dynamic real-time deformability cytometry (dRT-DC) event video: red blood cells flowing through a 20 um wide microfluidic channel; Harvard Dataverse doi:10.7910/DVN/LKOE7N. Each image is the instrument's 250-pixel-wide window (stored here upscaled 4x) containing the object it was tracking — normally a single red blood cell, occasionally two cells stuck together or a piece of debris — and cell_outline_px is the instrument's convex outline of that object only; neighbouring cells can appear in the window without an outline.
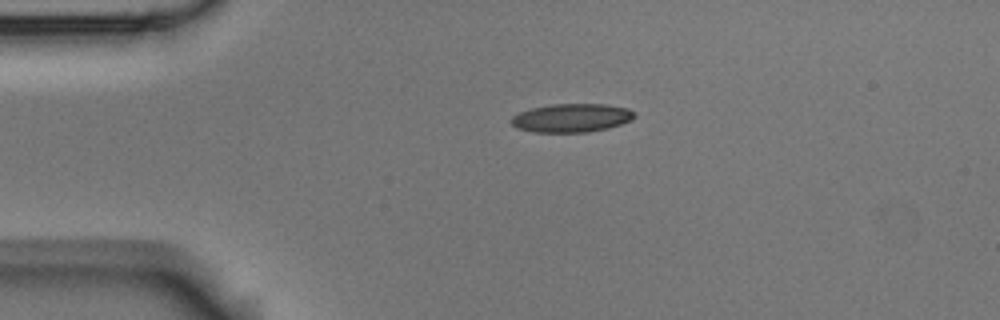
{"species": "Egyptian fruit bat (a non-hibernating species)", "species_latin": "Rousettus aegyptiacus", "temperature_condition": "room temperature", "stored_images_in_passage": 5, "camera_frame_rate_fps": 3000, "um_per_image_px": 0.085, "animal": {"sex": "male"}, "frame": {"image": 1, "passage_image": 3, "time_ms": 0.667, "image_size_px": [1000, 320], "cell_outline_px": [[636, 116], [632, 120], [608, 128], [588, 132], [532, 132], [516, 128], [508, 120], [512, 116], [520, 112], [532, 108], [552, 104], [604, 104], [628, 108], [636, 112]], "centroid_in_image_um": [48.58, 10.02], "position_along_channel_um": 36.4, "area_um2": 20.63}}
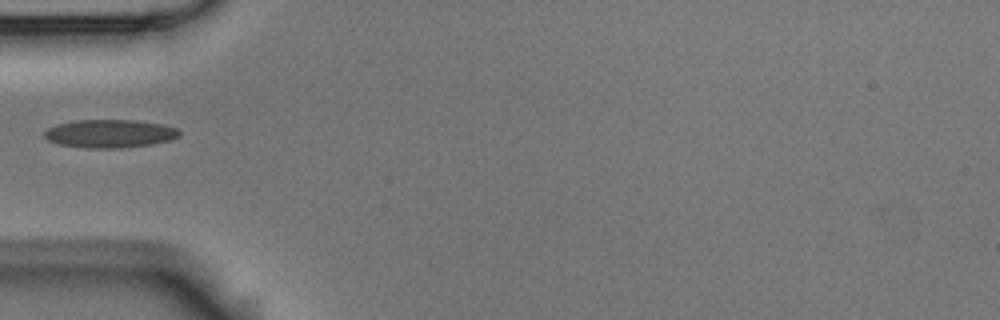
{"frame": {"image": 2, "passage_image": 4, "time_ms": 1.0, "image_size_px": [1000, 320], "cell_outline_px": [[180, 136], [172, 140], [152, 144], [120, 148], [88, 148], [60, 144], [48, 140], [44, 136], [44, 132], [48, 128], [56, 124], [76, 120], [136, 120], [164, 124], [176, 128], [180, 132]], "centroid_in_image_um": [9.36, 11.35], "position_along_channel_um": 75.6, "area_um2": 22.25}}
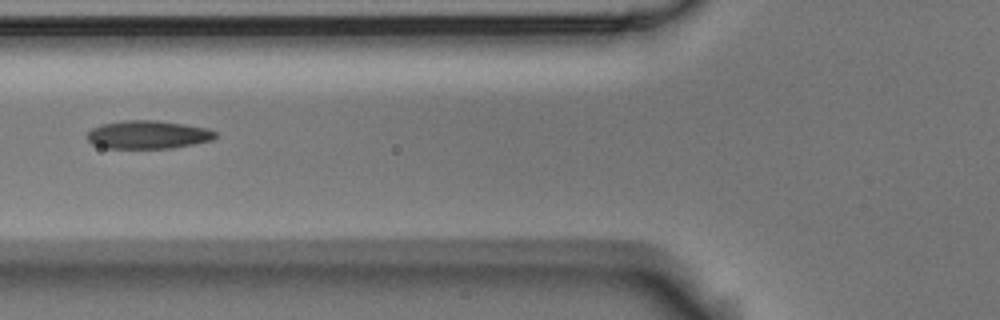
{"frame": {"image": 3, "passage_image": 5, "time_ms": 1.333, "image_size_px": [1000, 320], "cell_outline_px": [[216, 136], [212, 140], [172, 148], [104, 148], [92, 144], [84, 136], [92, 128], [100, 124], [124, 120], [156, 120], [184, 124], [208, 128], [216, 132]], "centroid_in_image_um": [12.53, 11.44], "position_along_channel_um": 113.3, "area_um2": 21.21}}